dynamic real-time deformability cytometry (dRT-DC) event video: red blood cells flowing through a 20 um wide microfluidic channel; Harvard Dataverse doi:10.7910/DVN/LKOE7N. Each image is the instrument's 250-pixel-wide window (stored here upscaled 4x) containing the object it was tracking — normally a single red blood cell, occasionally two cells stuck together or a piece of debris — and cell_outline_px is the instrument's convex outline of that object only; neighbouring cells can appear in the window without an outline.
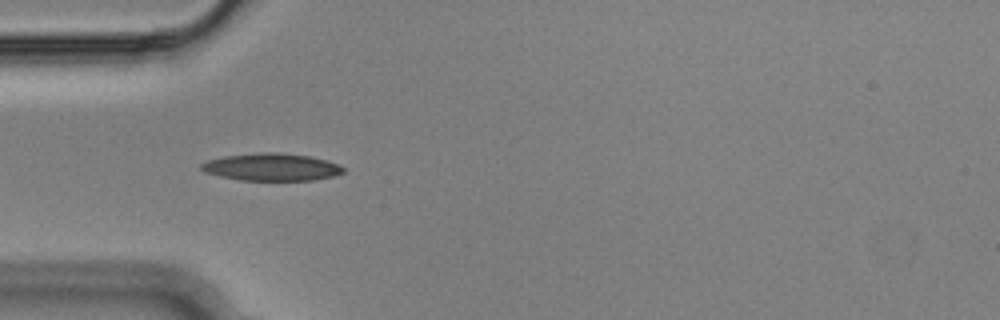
{"species": "Egyptian fruit bat (a non-hibernating species)", "species_latin": "Rousettus aegyptiacus", "temperature_condition": "cold", "stored_images_in_passage": 12, "camera_frame_rate_fps": 3000, "um_per_image_px": 0.085, "animal": {"sex": "male"}, "frame": {"image": 1, "passage_image": 6, "time_ms": 1.667, "image_size_px": [1000, 320], "cell_outline_px": [[344, 172], [332, 176], [312, 180], [240, 180], [220, 176], [204, 172], [200, 168], [200, 164], [208, 160], [224, 156], [260, 152], [276, 152], [308, 156], [324, 160], [336, 164], [344, 168]], "centroid_in_image_um": [23.02, 14.2], "position_along_channel_um": 62.0, "area_um2": 22.43}}